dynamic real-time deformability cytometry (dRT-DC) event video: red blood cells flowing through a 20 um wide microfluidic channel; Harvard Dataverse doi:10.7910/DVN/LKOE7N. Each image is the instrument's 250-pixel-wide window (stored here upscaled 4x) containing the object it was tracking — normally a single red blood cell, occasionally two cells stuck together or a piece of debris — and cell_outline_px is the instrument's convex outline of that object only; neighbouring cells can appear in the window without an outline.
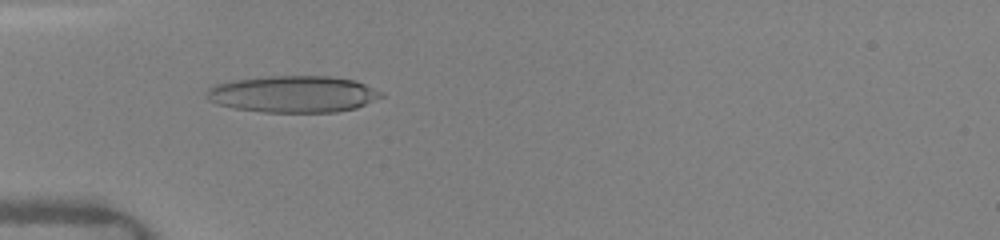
{"species": "human", "species_latin": "Homo sapiens", "temperature_condition": "warm", "stored_images_in_passage": 29, "camera_frame_rate_fps": 3000, "um_per_image_px": 0.085, "donor": {"sex": "female"}, "frame": {"image": 1, "passage_image": 28, "time_ms": 4.333, "image_size_px": [1000, 240], "cell_outline_px": [[384, 96], [356, 108], [336, 112], [264, 112], [236, 108], [216, 104], [208, 100], [204, 96], [204, 92], [208, 88], [216, 84], [236, 80], [268, 76], [328, 76], [356, 80], [380, 92]], "centroid_in_image_um": [24.88, 8.0], "position_along_channel_um": 60.1, "area_um2": 37.28}}